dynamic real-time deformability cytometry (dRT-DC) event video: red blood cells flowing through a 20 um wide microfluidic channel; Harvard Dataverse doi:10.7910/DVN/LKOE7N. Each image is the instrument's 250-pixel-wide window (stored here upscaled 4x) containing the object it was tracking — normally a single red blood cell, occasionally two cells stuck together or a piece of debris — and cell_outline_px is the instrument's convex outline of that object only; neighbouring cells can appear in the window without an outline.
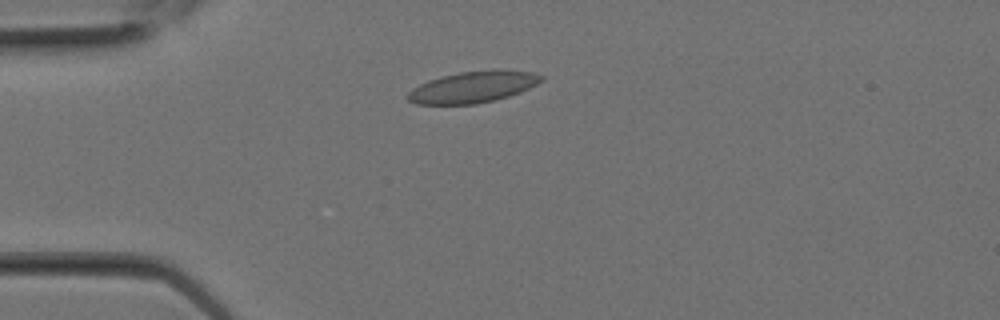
{"species": "Egyptian fruit bat (a non-hibernating species)", "species_latin": "Rousettus aegyptiacus", "temperature_condition": "room temperature", "stored_images_in_passage": 16, "camera_frame_rate_fps": 3000, "um_per_image_px": 0.085, "animal": {"sex": "female"}, "frame": {"image": 1, "passage_image": 4, "time_ms": 1.0, "image_size_px": [1000, 320], "cell_outline_px": [[544, 80], [520, 92], [496, 100], [476, 104], [416, 104], [408, 100], [404, 96], [412, 88], [428, 80], [440, 76], [460, 72], [536, 72], [544, 76]], "centroid_in_image_um": [40.12, 7.44], "position_along_channel_um": 44.9, "area_um2": 23.81}}
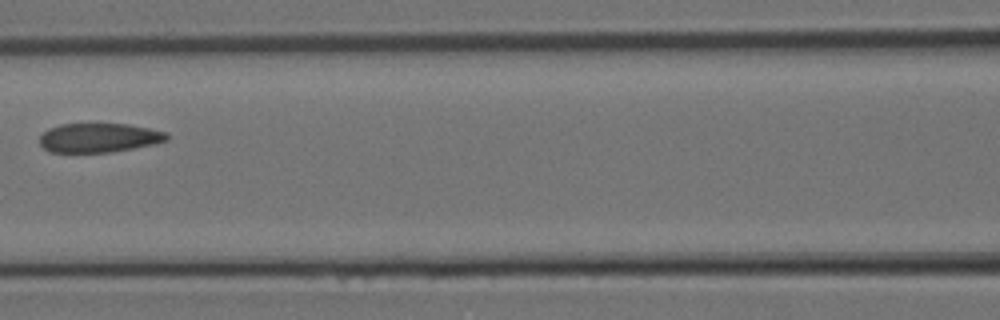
{"frame": {"image": 2, "passage_image": 9, "time_ms": 2.667, "image_size_px": [1000, 320], "cell_outline_px": [[168, 140], [152, 144], [112, 152], [48, 152], [40, 144], [40, 136], [48, 128], [60, 124], [128, 124], [168, 132]], "centroid_in_image_um": [8.4, 11.71], "position_along_channel_um": 158.2, "area_um2": 21.56}}
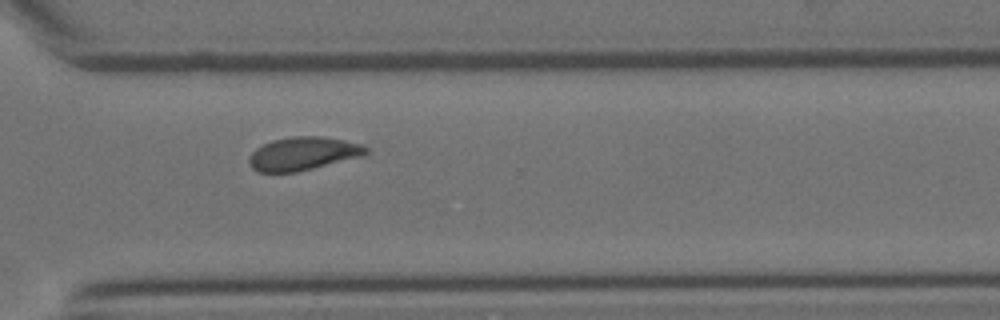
{"frame": {"image": 3, "passage_image": 16, "time_ms": 5.0, "image_size_px": [1000, 320], "cell_outline_px": [[368, 152], [360, 156], [296, 172], [256, 172], [248, 164], [248, 160], [252, 152], [256, 148], [272, 140], [292, 136], [320, 136], [344, 140], [360, 144], [368, 148]], "centroid_in_image_um": [25.7, 13.05], "position_along_channel_um": 344.9, "area_um2": 22.43}}